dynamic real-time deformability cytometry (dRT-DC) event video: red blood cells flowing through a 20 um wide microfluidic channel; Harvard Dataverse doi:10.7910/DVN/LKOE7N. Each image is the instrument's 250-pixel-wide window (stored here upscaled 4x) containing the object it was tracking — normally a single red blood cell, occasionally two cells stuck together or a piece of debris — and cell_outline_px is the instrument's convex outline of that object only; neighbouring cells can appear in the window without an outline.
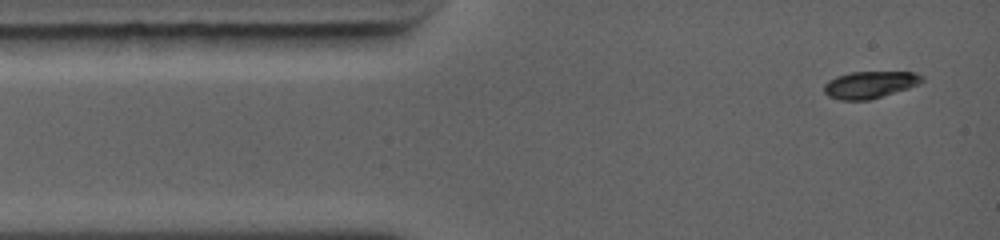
{"species": "common noctule bat (a hibernating species)", "species_latin": "Nyctalus noctula", "temperature_condition": "warm", "stored_images_in_passage": 13, "camera_frame_rate_fps": 5000, "um_per_image_px": 0.085, "animal": {"sex": "female", "body_mass_g": 19.0, "forearm_length_mm": 56.7}, "frame": {"image": 1, "passage_image": 1, "time_ms": 0.0, "image_size_px": [1000, 240], "cell_outline_px": [[924, 80], [920, 84], [908, 88], [868, 100], [840, 100], [828, 96], [824, 92], [824, 84], [828, 80], [836, 76], [848, 72], [916, 72], [924, 76]], "centroid_in_image_um": [73.93, 7.19], "position_along_channel_um": 11.1, "area_um2": 15.49}}
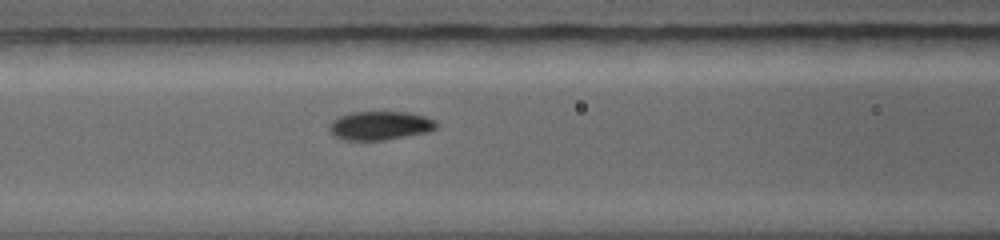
{"frame": {"image": 2, "passage_image": 8, "time_ms": 4.0, "image_size_px": [1000, 240], "cell_outline_px": [[436, 128], [428, 132], [384, 140], [344, 140], [336, 136], [328, 128], [328, 124], [332, 120], [340, 116], [352, 112], [408, 112], [424, 116], [436, 120]], "centroid_in_image_um": [32.3, 10.67], "position_along_channel_um": 134.3, "area_um2": 17.86}}
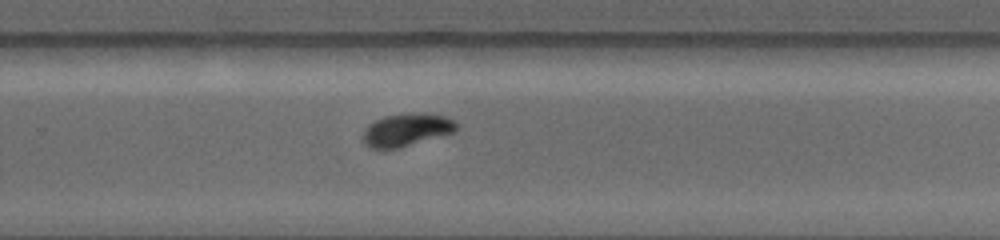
{"frame": {"image": 3, "passage_image": 13, "time_ms": 7.6, "image_size_px": [1000, 240], "cell_outline_px": [[456, 132], [400, 148], [372, 148], [364, 144], [364, 128], [368, 124], [384, 116], [408, 112], [420, 112], [444, 116], [456, 120]], "centroid_in_image_um": [34.58, 11.02], "position_along_channel_um": 295.2, "area_um2": 18.03}}